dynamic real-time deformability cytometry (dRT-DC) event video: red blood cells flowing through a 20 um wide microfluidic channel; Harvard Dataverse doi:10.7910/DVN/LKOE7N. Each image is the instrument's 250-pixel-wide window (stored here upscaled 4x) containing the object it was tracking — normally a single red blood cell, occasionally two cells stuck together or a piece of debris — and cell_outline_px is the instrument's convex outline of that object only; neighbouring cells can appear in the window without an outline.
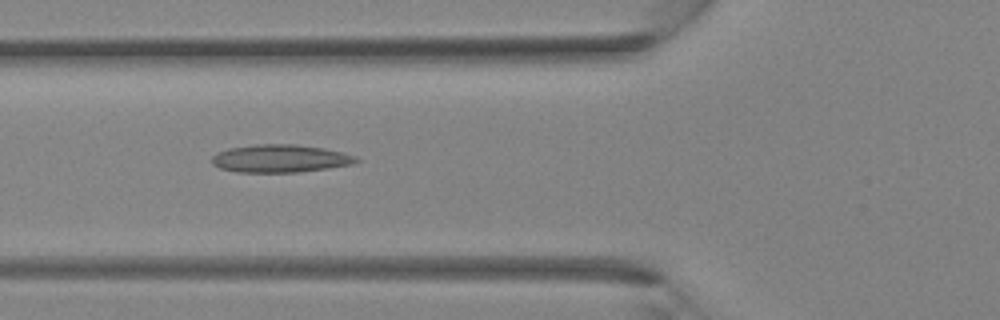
{"species": "Egyptian fruit bat (a non-hibernating species)", "species_latin": "Rousettus aegyptiacus", "temperature_condition": "room temperature", "stored_images_in_passage": 37, "camera_frame_rate_fps": 3000, "um_per_image_px": 0.085, "animal": {"sex": "female"}, "frame": {"image": 1, "passage_image": 14, "time_ms": 4.333, "image_size_px": [1000, 320], "cell_outline_px": [[360, 160], [352, 164], [328, 168], [300, 172], [236, 172], [220, 168], [212, 164], [212, 156], [216, 152], [228, 148], [256, 144], [296, 144], [324, 148], [356, 156]], "centroid_in_image_um": [23.79, 13.47], "position_along_channel_um": 102.0, "area_um2": 23.47}}
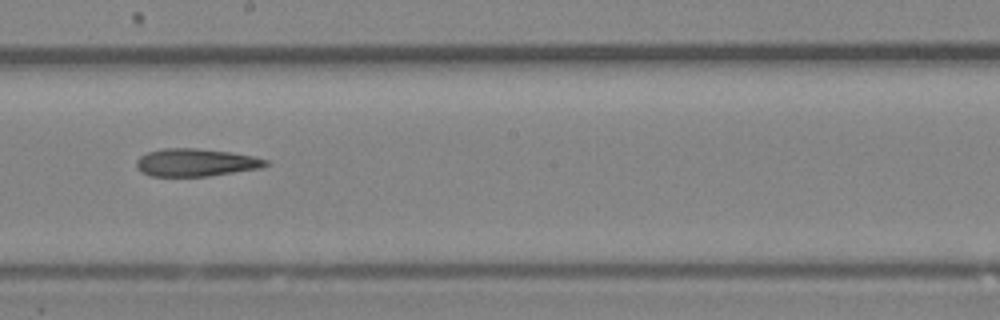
{"frame": {"image": 2, "passage_image": 21, "time_ms": 6.667, "image_size_px": [1000, 320], "cell_outline_px": [[272, 164], [264, 168], [208, 176], [152, 176], [140, 172], [136, 168], [136, 160], [140, 156], [148, 152], [164, 148], [196, 148], [232, 152], [252, 156], [268, 160]], "centroid_in_image_um": [16.68, 13.81], "position_along_channel_um": 231.5, "area_um2": 21.15}}
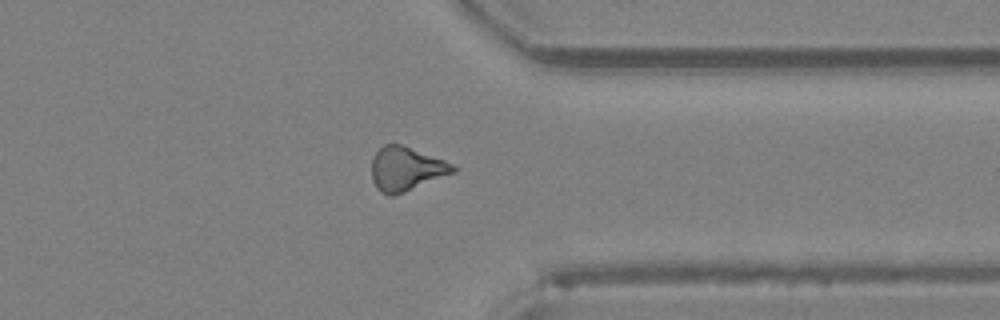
{"frame": {"image": 3, "passage_image": 29, "time_ms": 9.333, "image_size_px": [1000, 320], "cell_outline_px": [[456, 172], [404, 192], [392, 196], [388, 196], [380, 192], [376, 188], [372, 180], [372, 160], [376, 152], [384, 144], [400, 144], [444, 160], [452, 164], [456, 168]], "centroid_in_image_um": [34.5, 14.37], "position_along_channel_um": 376.9, "area_um2": 20.69}}